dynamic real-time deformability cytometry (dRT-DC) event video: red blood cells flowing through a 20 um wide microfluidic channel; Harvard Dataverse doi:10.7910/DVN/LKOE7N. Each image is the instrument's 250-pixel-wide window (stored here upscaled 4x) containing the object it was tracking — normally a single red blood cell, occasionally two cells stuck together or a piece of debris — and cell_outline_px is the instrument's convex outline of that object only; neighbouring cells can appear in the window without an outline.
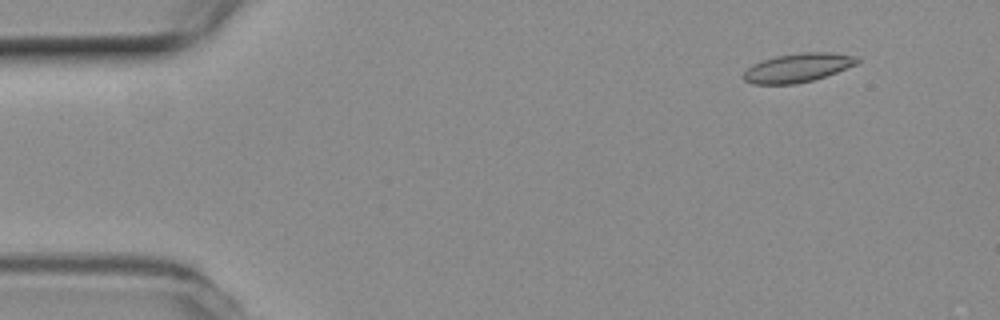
{"species": "common noctule bat (a hibernating species)", "species_latin": "Nyctalus noctula", "temperature_condition": "room temperature", "stored_images_in_passage": 20, "camera_frame_rate_fps": 3000, "um_per_image_px": 0.085, "animal": {"sex": "female", "body_mass_g": 19.3, "forearm_length_mm": 54.1}, "frame": {"image": 1, "passage_image": 6, "time_ms": 1.667, "image_size_px": [1000, 320], "cell_outline_px": [[860, 60], [856, 64], [836, 72], [812, 80], [796, 84], [752, 84], [744, 80], [740, 76], [752, 64], [776, 56], [800, 52], [828, 52], [856, 56]], "centroid_in_image_um": [67.77, 5.76], "position_along_channel_um": 17.2, "area_um2": 19.02}}
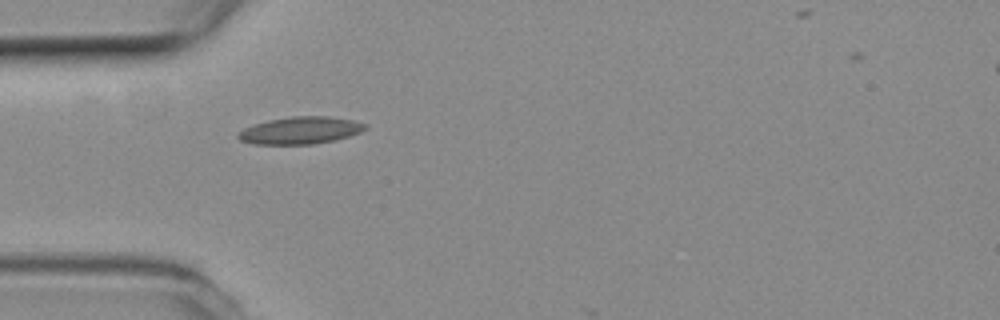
{"frame": {"image": 2, "passage_image": 17, "time_ms": 5.333, "image_size_px": [1000, 320], "cell_outline_px": [[368, 128], [360, 132], [336, 140], [312, 144], [252, 144], [240, 140], [236, 136], [244, 128], [268, 120], [292, 116], [328, 116], [352, 120], [364, 124]], "centroid_in_image_um": [25.53, 11.09], "position_along_channel_um": 59.5, "area_um2": 20.0}}